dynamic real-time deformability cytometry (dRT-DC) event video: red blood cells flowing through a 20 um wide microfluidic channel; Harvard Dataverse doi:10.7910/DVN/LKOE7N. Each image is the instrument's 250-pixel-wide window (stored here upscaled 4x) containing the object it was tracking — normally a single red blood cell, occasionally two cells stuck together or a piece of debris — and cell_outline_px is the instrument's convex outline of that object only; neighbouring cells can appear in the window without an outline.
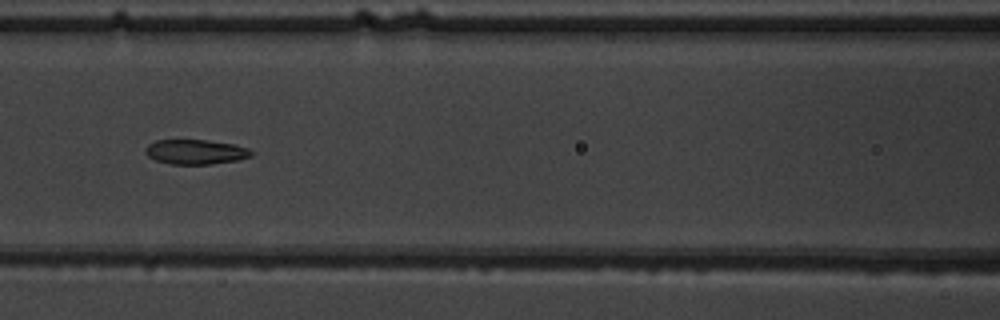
{"species": "common noctule bat (a hibernating species)", "species_latin": "Nyctalus noctula", "temperature_condition": "warm", "stored_images_in_passage": 4, "camera_frame_rate_fps": 3000, "um_per_image_px": 0.085, "animal": {"sex": "male", "body_mass_g": 19.5, "forearm_length_mm": 54.6}, "frame": {"image": 1, "passage_image": 4, "time_ms": 3.333, "image_size_px": [1000, 320], "cell_outline_px": [[252, 156], [236, 160], [212, 164], [172, 164], [156, 160], [148, 156], [144, 152], [144, 148], [148, 144], [156, 140], [204, 140], [236, 144], [248, 148], [252, 152]], "centroid_in_image_um": [16.61, 12.9], "position_along_channel_um": 150.0, "area_um2": 15.26}}